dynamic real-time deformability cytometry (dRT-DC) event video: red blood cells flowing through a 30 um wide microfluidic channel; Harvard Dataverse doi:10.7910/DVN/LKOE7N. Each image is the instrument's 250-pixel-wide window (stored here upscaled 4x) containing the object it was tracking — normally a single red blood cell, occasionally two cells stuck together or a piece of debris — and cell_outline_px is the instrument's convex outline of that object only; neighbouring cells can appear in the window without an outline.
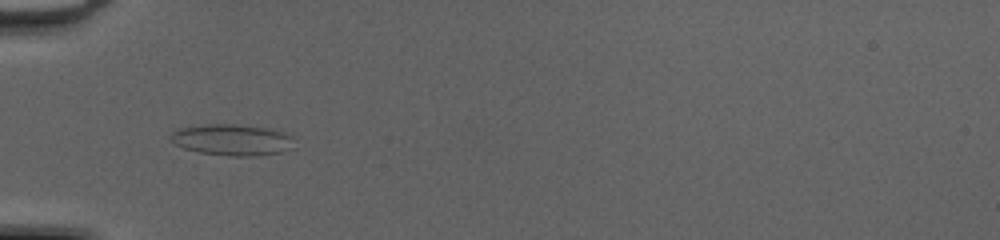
{"species": "common noctule bat (a hibernating species)", "species_latin": "Nyctalus noctula", "temperature_condition": "cold", "stored_images_in_passage": 38, "camera_frame_rate_fps": 3000, "um_per_image_px": 0.085, "animal": {"sex": "female", "body_mass_g": 20.0, "forearm_length_mm": 54.0}, "frame": {"image": 1, "passage_image": 6, "time_ms": 1.667, "image_size_px": [1000, 240], "cell_outline_px": [[292, 136], [280, 152], [248, 156], [232, 156], [200, 152], [184, 148], [176, 144], [172, 140], [172, 132], [180, 128], [208, 124], [236, 124], [264, 128]], "centroid_in_image_um": [19.59, 11.87], "position_along_channel_um": 65.4, "area_um2": 21.33}}
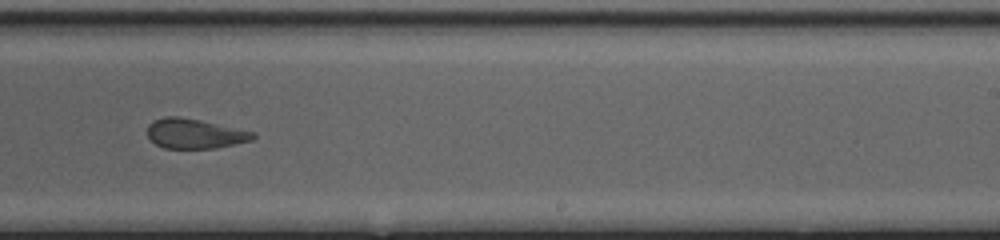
{"frame": {"image": 2, "passage_image": 21, "time_ms": 6.667, "image_size_px": [1000, 240], "cell_outline_px": [[256, 136], [252, 140], [216, 148], [164, 148], [156, 144], [148, 136], [148, 124], [152, 120], [164, 116], [180, 116], [200, 120], [256, 132]], "centroid_in_image_um": [16.55, 11.34], "position_along_channel_um": 272.5, "area_um2": 18.38}}
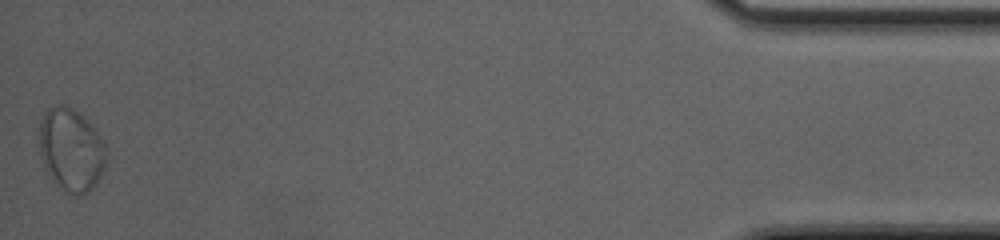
{"frame": {"image": 3, "passage_image": 38, "time_ms": 12.333, "image_size_px": [1000, 240], "cell_outline_px": [[104, 164], [100, 176], [92, 188], [88, 192], [80, 196], [68, 192], [56, 180], [48, 168], [40, 152], [40, 124], [44, 112], [48, 108], [60, 104], [64, 104], [88, 120], [92, 124], [100, 136], [104, 144]], "centroid_in_image_um": [6.06, 12.67], "position_along_channel_um": 429.1, "area_um2": 31.1}, "authors_computed_cell_mechanics": {"area_um2": 19.5075, "velocity_mm_per_s": 4.2078, "shape_relaxation_time_tau1_ms": null, "shape_relaxation_time_tau2_ms": 1.0008, "deformation_change_tau1": null, "deformation_change_tau2": 0.0963}}